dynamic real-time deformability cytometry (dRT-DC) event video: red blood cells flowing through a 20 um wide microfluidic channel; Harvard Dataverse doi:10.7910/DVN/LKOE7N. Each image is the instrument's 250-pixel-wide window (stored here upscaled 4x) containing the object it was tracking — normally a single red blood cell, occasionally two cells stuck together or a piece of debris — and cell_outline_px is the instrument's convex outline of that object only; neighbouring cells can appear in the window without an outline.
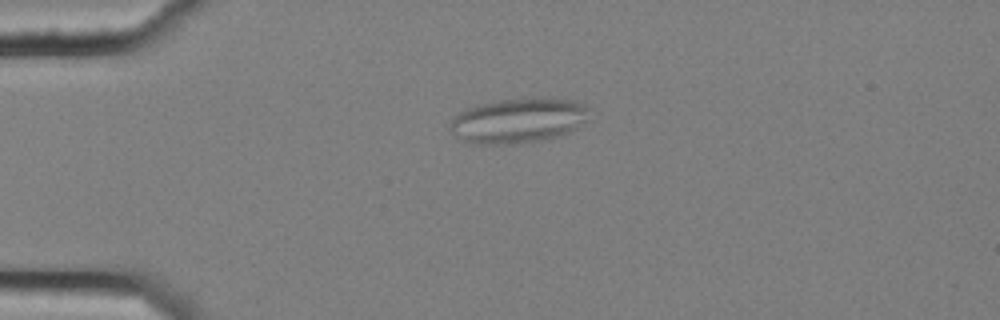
{"species": "common noctule bat (a hibernating species)", "species_latin": "Nyctalus noctula", "temperature_condition": "cold", "stored_images_in_passage": 4, "camera_frame_rate_fps": 3000, "um_per_image_px": 0.085, "animal": {"sex": "female", "body_mass_g": 25.1}, "frame": {"image": 1, "passage_image": 3, "time_ms": 0.667, "image_size_px": [1000, 320], "cell_outline_px": [[588, 108], [584, 120], [572, 128], [556, 136], [512, 144], [472, 144], [460, 140], [448, 128], [448, 124], [452, 116], [468, 108], [492, 100], [532, 96], [572, 100], [584, 104]], "centroid_in_image_um": [43.92, 10.21], "position_along_channel_um": 41.1, "area_um2": 36.36}}